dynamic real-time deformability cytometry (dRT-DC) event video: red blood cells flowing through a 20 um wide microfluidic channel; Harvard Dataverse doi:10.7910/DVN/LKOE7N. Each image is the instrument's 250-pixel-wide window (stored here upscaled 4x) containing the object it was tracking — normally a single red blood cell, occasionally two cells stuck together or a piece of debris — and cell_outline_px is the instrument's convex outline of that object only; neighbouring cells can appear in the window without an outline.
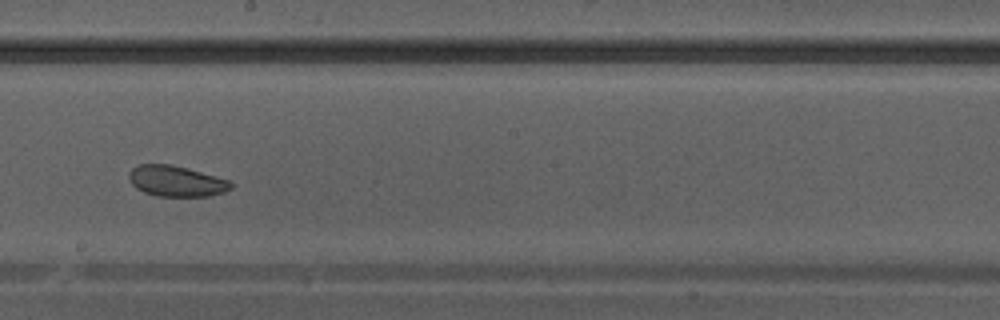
{"species": "Egyptian fruit bat (a non-hibernating species)", "species_latin": "Rousettus aegyptiacus", "temperature_condition": "warm", "stored_images_in_passage": 32, "camera_frame_rate_fps": 3000, "um_per_image_px": 0.085, "animal": {"sex": "male"}, "frame": {"image": 1, "passage_image": 14, "time_ms": 4.333, "image_size_px": [1000, 320], "cell_outline_px": [[232, 188], [224, 192], [208, 196], [156, 196], [144, 192], [136, 188], [132, 184], [128, 176], [128, 172], [132, 168], [140, 164], [172, 164], [228, 180], [232, 184]], "centroid_in_image_um": [14.94, 15.4], "position_along_channel_um": 233.3, "area_um2": 18.15}}